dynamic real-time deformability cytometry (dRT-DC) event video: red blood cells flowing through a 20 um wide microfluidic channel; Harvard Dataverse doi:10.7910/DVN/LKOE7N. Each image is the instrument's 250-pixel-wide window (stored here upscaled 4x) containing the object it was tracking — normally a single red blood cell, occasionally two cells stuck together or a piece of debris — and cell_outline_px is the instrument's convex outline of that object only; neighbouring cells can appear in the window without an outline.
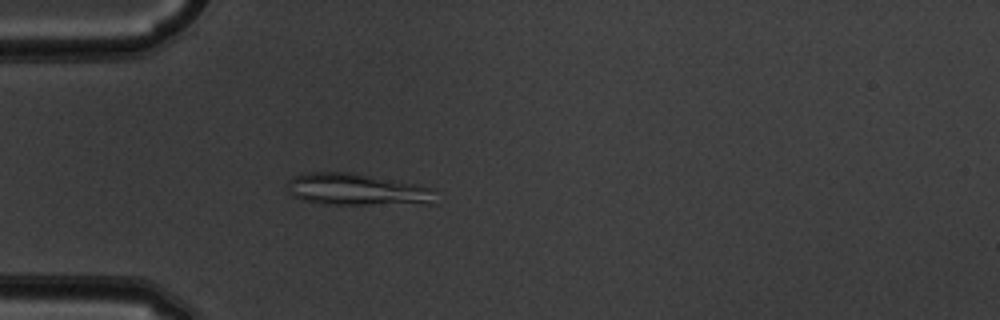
{"species": "common noctule bat (a hibernating species)", "species_latin": "Nyctalus noctula", "temperature_condition": "warm", "stored_images_in_passage": 53, "camera_frame_rate_fps": 3000, "um_per_image_px": 0.085, "animal": {"sex": "male", "body_mass_g": 19.5, "forearm_length_mm": 54.6}, "frame": {"image": 1, "passage_image": 16, "time_ms": 5.0, "image_size_px": [1000, 320], "cell_outline_px": [[436, 204], [324, 204], [300, 200], [292, 196], [288, 192], [288, 180], [292, 176], [304, 172], [352, 172], [436, 188]], "centroid_in_image_um": [30.36, 16.11], "position_along_channel_um": 54.6, "area_um2": 28.03}}
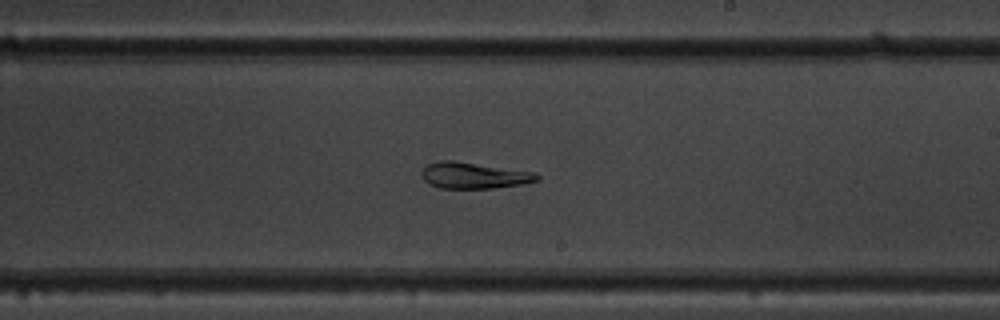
{"frame": {"image": 2, "passage_image": 32, "time_ms": 10.333, "image_size_px": [1000, 320], "cell_outline_px": [[540, 180], [524, 184], [492, 188], [440, 188], [428, 184], [424, 180], [420, 172], [428, 164], [440, 160], [452, 160], [536, 172], [540, 176]], "centroid_in_image_um": [40.3, 14.91], "position_along_channel_um": 248.7, "area_um2": 17.74}}
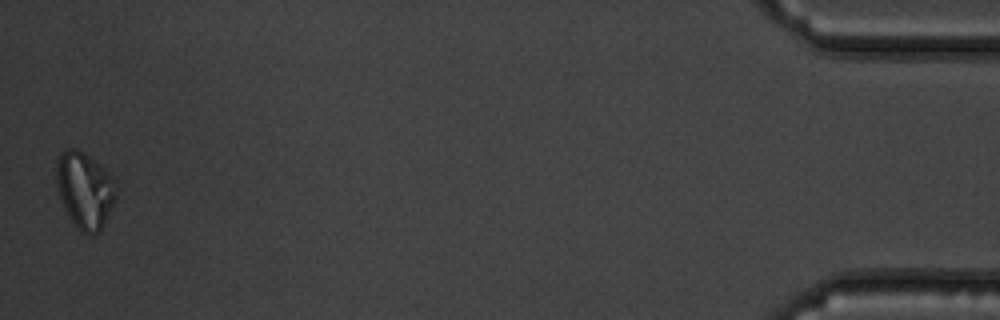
{"frame": {"image": 3, "passage_image": 53, "time_ms": 17.333, "image_size_px": [1000, 320], "cell_outline_px": [[116, 196], [100, 232], [92, 236], [88, 236], [80, 232], [64, 208], [56, 184], [56, 160], [60, 152], [64, 148], [76, 148], [84, 152], [100, 164], [112, 176]], "centroid_in_image_um": [7.18, 16.14], "position_along_channel_um": 428.0, "area_um2": 26.65}, "authors_computed_cell_mechanics": {"area_um2": 24.3338, "velocity_mm_per_s": 3.8058, "shape_relaxation_time_tau1_ms": null, "shape_relaxation_time_tau2_ms": 4.4569, "deformation_change_tau1": null, "deformation_change_tau2": 0.065}}